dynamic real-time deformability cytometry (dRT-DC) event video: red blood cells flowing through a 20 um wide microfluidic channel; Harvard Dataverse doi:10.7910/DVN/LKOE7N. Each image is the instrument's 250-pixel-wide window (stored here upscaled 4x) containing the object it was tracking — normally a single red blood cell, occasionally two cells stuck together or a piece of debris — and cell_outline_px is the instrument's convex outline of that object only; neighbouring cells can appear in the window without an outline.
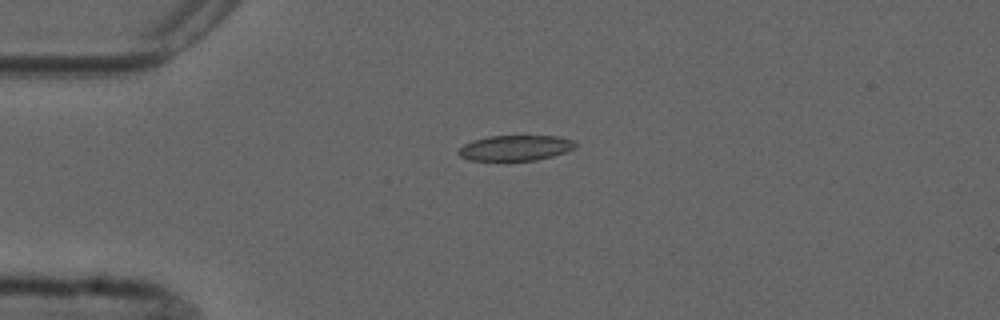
{"species": "common noctule bat (a hibernating species)", "species_latin": "Nyctalus noctula", "temperature_condition": "cold", "stored_images_in_passage": 2, "camera_frame_rate_fps": 3000, "um_per_image_px": 0.085, "animal": {"sex": "male", "forearm_length_mm": 52.5}, "frame": {"image": 1, "passage_image": 1, "time_ms": 0.0, "image_size_px": [1000, 320], "cell_outline_px": [[576, 148], [552, 156], [536, 160], [472, 160], [460, 156], [456, 152], [464, 144], [472, 140], [488, 136], [560, 136], [572, 140], [576, 144]], "centroid_in_image_um": [43.8, 12.56], "position_along_channel_um": 41.2, "area_um2": 17.22}}